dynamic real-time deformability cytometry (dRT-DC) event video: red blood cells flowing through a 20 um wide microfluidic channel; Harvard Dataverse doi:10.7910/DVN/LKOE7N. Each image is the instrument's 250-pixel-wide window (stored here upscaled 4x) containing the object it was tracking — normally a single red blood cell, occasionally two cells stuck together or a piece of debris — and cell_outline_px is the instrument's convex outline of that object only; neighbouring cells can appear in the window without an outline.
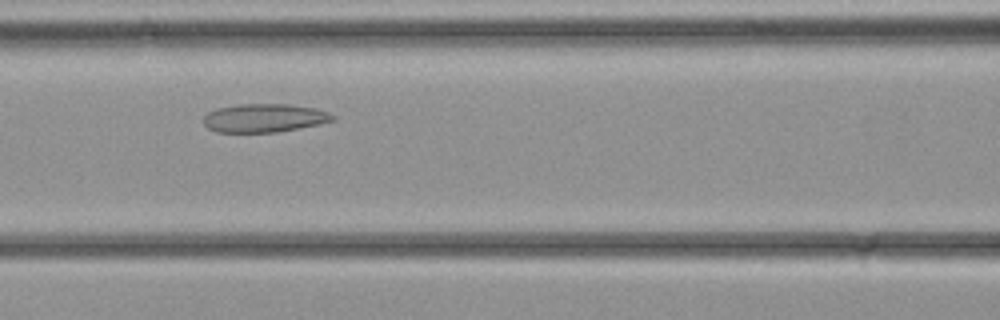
{"species": "common noctule bat (a hibernating species)", "species_latin": "Nyctalus noctula", "temperature_condition": "cold", "stored_images_in_passage": 31, "camera_frame_rate_fps": 3000, "um_per_image_px": 0.085, "animal": {"sex": "female", "body_mass_g": 21.9}, "frame": {"image": 1, "passage_image": 11, "time_ms": 3.333, "image_size_px": [1000, 320], "cell_outline_px": [[336, 120], [320, 124], [276, 132], [216, 132], [208, 128], [204, 124], [204, 116], [208, 112], [216, 108], [240, 104], [288, 104], [316, 108], [328, 112], [336, 116]], "centroid_in_image_um": [22.48, 10.02], "position_along_channel_um": 144.1, "area_um2": 21.5}}
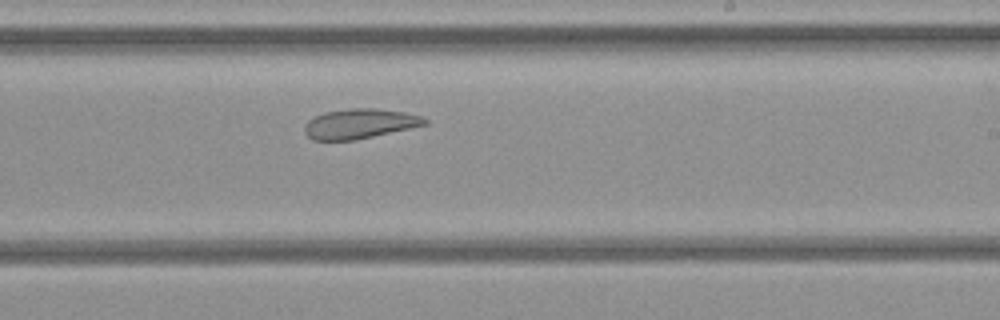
{"frame": {"image": 2, "passage_image": 17, "time_ms": 5.333, "image_size_px": [1000, 320], "cell_outline_px": [[428, 124], [372, 136], [352, 140], [312, 140], [304, 132], [304, 124], [308, 120], [324, 112], [348, 108], [376, 108], [404, 112], [420, 116], [428, 120]], "centroid_in_image_um": [30.53, 10.5], "position_along_channel_um": 258.5, "area_um2": 20.75}}
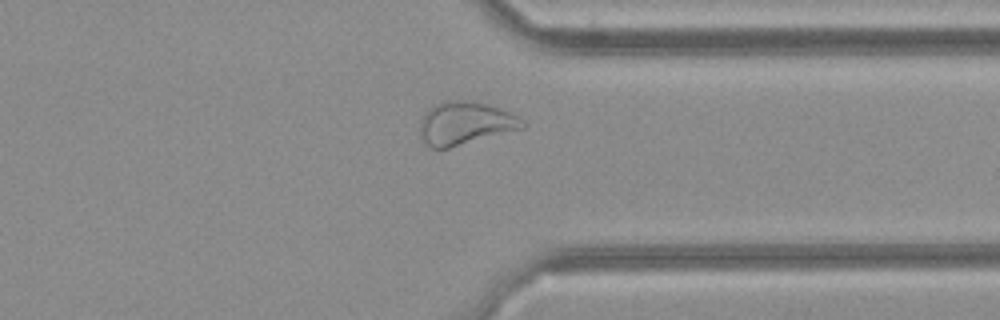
{"frame": {"image": 3, "passage_image": 23, "time_ms": 7.333, "image_size_px": [1000, 320], "cell_outline_px": [[524, 128], [448, 148], [432, 148], [424, 140], [420, 132], [420, 120], [424, 112], [432, 104], [444, 100], [464, 100], [488, 104], [500, 108], [520, 116], [524, 124]], "centroid_in_image_um": [39.53, 10.45], "position_along_channel_um": 371.9, "area_um2": 25.72}}